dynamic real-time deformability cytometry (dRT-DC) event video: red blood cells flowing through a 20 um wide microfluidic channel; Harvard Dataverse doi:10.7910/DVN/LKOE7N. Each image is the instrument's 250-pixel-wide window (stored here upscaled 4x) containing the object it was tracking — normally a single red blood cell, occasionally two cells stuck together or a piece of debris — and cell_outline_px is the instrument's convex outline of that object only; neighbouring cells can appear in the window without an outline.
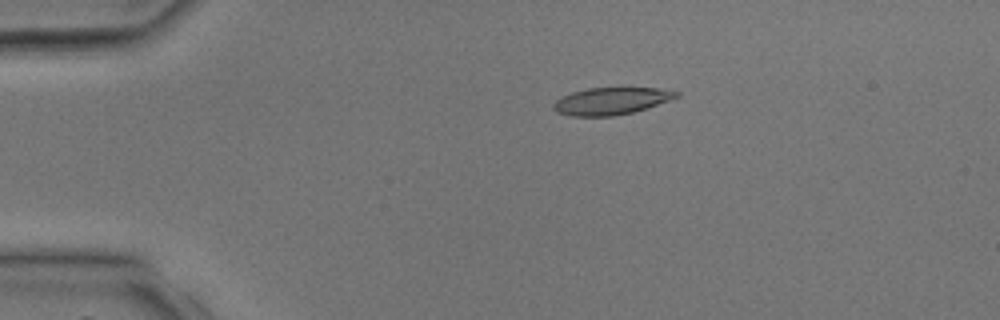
{"species": "common noctule bat (a hibernating species)", "species_latin": "Nyctalus noctula", "temperature_condition": "room temperature", "stored_images_in_passage": 2, "camera_frame_rate_fps": 3000, "um_per_image_px": 0.085, "animal": {"sex": "male", "body_mass_g": 17.9, "forearm_length_mm": 54.2}, "frame": {"image": 1, "passage_image": 1, "time_ms": 0.0, "image_size_px": [1000, 320], "cell_outline_px": [[680, 96], [632, 112], [612, 116], [568, 116], [556, 112], [552, 108], [552, 104], [556, 100], [572, 92], [588, 88], [624, 84], [628, 84], [656, 88], [680, 92]], "centroid_in_image_um": [51.94, 8.53], "position_along_channel_um": 33.1, "area_um2": 20.23}}